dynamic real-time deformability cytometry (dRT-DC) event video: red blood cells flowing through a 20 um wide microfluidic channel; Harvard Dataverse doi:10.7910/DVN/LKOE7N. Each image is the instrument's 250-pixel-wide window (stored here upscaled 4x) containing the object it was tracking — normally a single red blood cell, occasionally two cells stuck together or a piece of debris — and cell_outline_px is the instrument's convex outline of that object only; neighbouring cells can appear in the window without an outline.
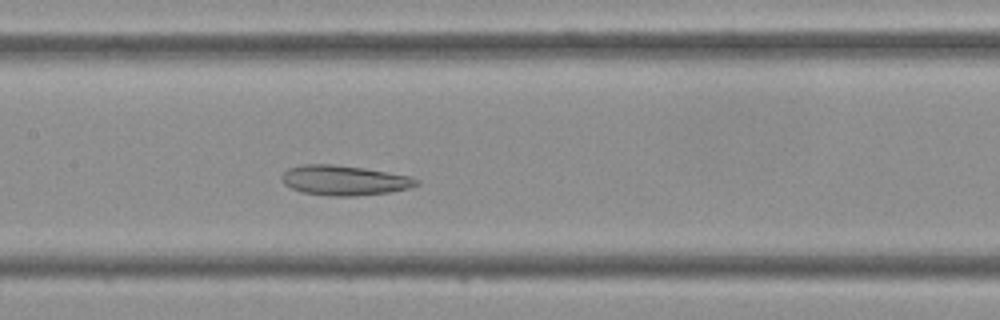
{"species": "Egyptian fruit bat (a non-hibernating species)", "species_latin": "Rousettus aegyptiacus", "temperature_condition": "cold", "stored_images_in_passage": 42, "camera_frame_rate_fps": 3000, "um_per_image_px": 0.085, "frame": {"image": 1, "passage_image": 19, "time_ms": 6.0, "image_size_px": [1000, 320], "cell_outline_px": [[420, 184], [408, 188], [388, 192], [356, 196], [328, 196], [300, 192], [284, 184], [280, 180], [280, 176], [288, 168], [304, 164], [332, 164], [364, 168], [412, 176], [420, 180]], "centroid_in_image_um": [29.25, 15.33], "position_along_channel_um": 178.2, "area_um2": 23.7}}
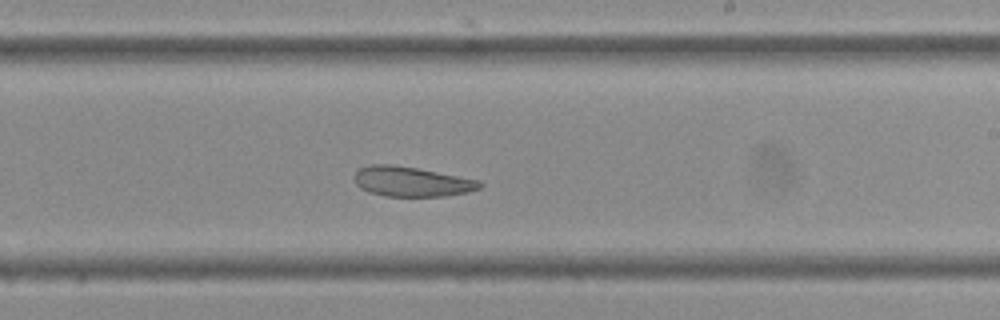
{"frame": {"image": 2, "passage_image": 24, "time_ms": 7.667, "image_size_px": [1000, 320], "cell_outline_px": [[484, 184], [480, 188], [468, 192], [444, 196], [384, 196], [360, 188], [356, 184], [352, 176], [360, 168], [368, 164], [392, 164], [416, 168], [480, 180]], "centroid_in_image_um": [34.97, 15.43], "position_along_channel_um": 254.0, "area_um2": 21.85}}
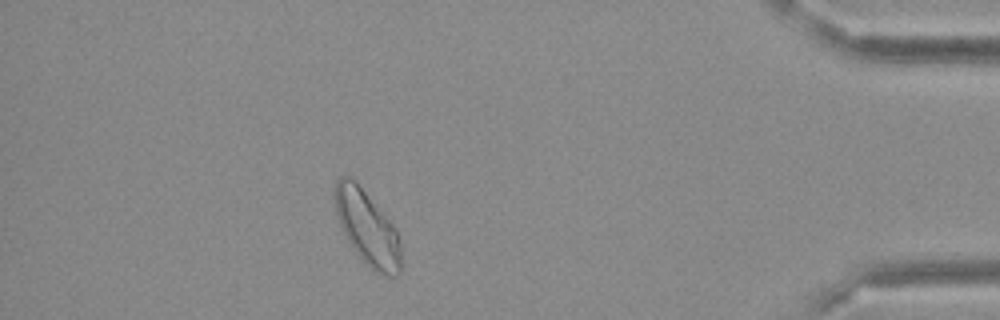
{"frame": {"image": 3, "passage_image": 37, "time_ms": 12.0, "image_size_px": [1000, 320], "cell_outline_px": [[400, 272], [396, 276], [388, 276], [376, 272], [356, 252], [348, 240], [340, 224], [336, 212], [336, 180], [340, 176], [352, 176], [356, 180], [396, 228], [400, 244]], "centroid_in_image_um": [31.23, 19.34], "position_along_channel_um": 404.0, "area_um2": 28.09}}